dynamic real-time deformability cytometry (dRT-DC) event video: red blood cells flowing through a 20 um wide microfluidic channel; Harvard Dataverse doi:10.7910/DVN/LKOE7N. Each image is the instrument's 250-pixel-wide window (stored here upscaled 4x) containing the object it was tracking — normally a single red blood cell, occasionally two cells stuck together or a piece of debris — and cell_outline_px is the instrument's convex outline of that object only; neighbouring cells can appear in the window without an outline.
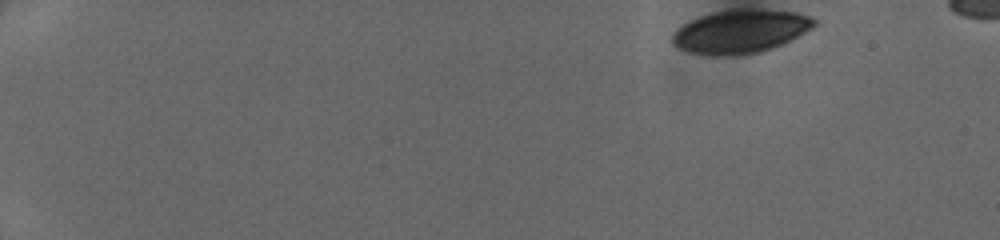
{"species": "human", "species_latin": "Homo sapiens", "temperature_condition": "cold", "stored_images_in_passage": 45, "camera_frame_rate_fps": 3000, "um_per_image_px": 0.085, "donor": {"sex": "female"}, "frame": {"image": 1, "passage_image": 1, "time_ms": 0.0, "image_size_px": [1000, 240], "cell_outline_px": [[816, 24], [812, 28], [772, 48], [756, 52], [688, 52], [672, 44], [672, 36], [684, 24], [700, 16], [712, 12], [796, 12], [812, 16], [816, 20]], "centroid_in_image_um": [62.97, 2.66], "position_along_channel_um": 22.0, "area_um2": 33.06}}
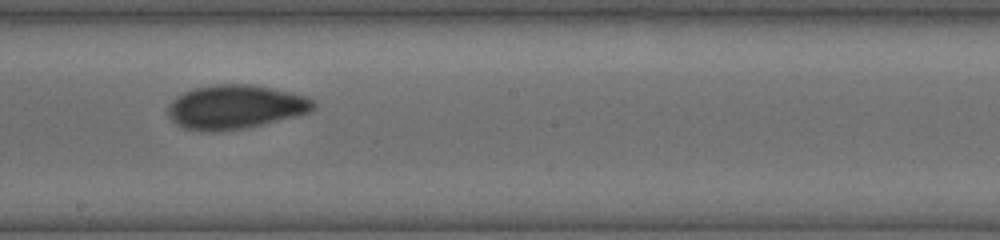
{"frame": {"image": 2, "passage_image": 26, "time_ms": 8.333, "image_size_px": [1000, 240], "cell_outline_px": [[316, 108], [308, 112], [296, 116], [244, 128], [220, 132], [200, 132], [184, 128], [176, 124], [168, 116], [168, 104], [172, 100], [184, 92], [196, 88], [216, 84], [252, 84], [292, 92], [308, 96], [316, 104]], "centroid_in_image_um": [19.99, 9.1], "position_along_channel_um": 228.2, "area_um2": 37.51}}
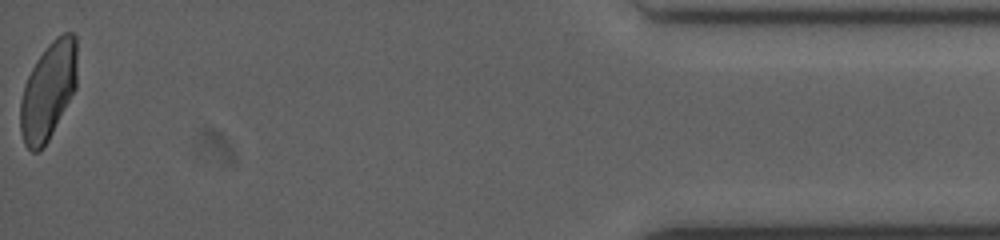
{"frame": {"image": 3, "passage_image": 45, "time_ms": 14.667, "image_size_px": [1000, 240], "cell_outline_px": [[76, 88], [48, 140], [36, 152], [32, 152], [24, 144], [20, 132], [20, 100], [24, 84], [36, 60], [48, 44], [56, 36], [64, 32], [72, 32], [76, 36]], "centroid_in_image_um": [4.09, 7.7], "position_along_channel_um": 431.1, "area_um2": 32.14}}